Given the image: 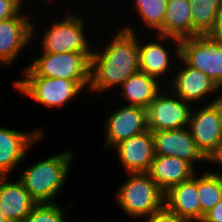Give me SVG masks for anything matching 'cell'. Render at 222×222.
<instances>
[{"label": "cell", "instance_id": "cell-29", "mask_svg": "<svg viewBox=\"0 0 222 222\" xmlns=\"http://www.w3.org/2000/svg\"><path fill=\"white\" fill-rule=\"evenodd\" d=\"M209 35L218 41L222 42V4L217 13V19L213 30L209 33Z\"/></svg>", "mask_w": 222, "mask_h": 222}, {"label": "cell", "instance_id": "cell-2", "mask_svg": "<svg viewBox=\"0 0 222 222\" xmlns=\"http://www.w3.org/2000/svg\"><path fill=\"white\" fill-rule=\"evenodd\" d=\"M73 153L66 150L49 156L25 169L18 177L37 204L56 203L54 198L64 188L74 159Z\"/></svg>", "mask_w": 222, "mask_h": 222}, {"label": "cell", "instance_id": "cell-14", "mask_svg": "<svg viewBox=\"0 0 222 222\" xmlns=\"http://www.w3.org/2000/svg\"><path fill=\"white\" fill-rule=\"evenodd\" d=\"M156 41L139 42V69L141 72L147 74L155 78L158 82H160V78H164L170 72L173 65H171V54H175L178 58L180 57V39L171 37V36H161L155 35ZM166 40L173 41L175 47L174 51L169 54L168 48L165 46ZM165 43L163 45V43ZM172 66V67H171ZM169 71V72H168Z\"/></svg>", "mask_w": 222, "mask_h": 222}, {"label": "cell", "instance_id": "cell-31", "mask_svg": "<svg viewBox=\"0 0 222 222\" xmlns=\"http://www.w3.org/2000/svg\"><path fill=\"white\" fill-rule=\"evenodd\" d=\"M219 164V166H222V147L219 151V153L211 160L210 163Z\"/></svg>", "mask_w": 222, "mask_h": 222}, {"label": "cell", "instance_id": "cell-28", "mask_svg": "<svg viewBox=\"0 0 222 222\" xmlns=\"http://www.w3.org/2000/svg\"><path fill=\"white\" fill-rule=\"evenodd\" d=\"M201 222H222V199L211 210L204 214Z\"/></svg>", "mask_w": 222, "mask_h": 222}, {"label": "cell", "instance_id": "cell-13", "mask_svg": "<svg viewBox=\"0 0 222 222\" xmlns=\"http://www.w3.org/2000/svg\"><path fill=\"white\" fill-rule=\"evenodd\" d=\"M155 155L177 157L189 162L194 168L198 161L210 162L198 149L188 127L152 132Z\"/></svg>", "mask_w": 222, "mask_h": 222}, {"label": "cell", "instance_id": "cell-5", "mask_svg": "<svg viewBox=\"0 0 222 222\" xmlns=\"http://www.w3.org/2000/svg\"><path fill=\"white\" fill-rule=\"evenodd\" d=\"M93 53H47L31 61L22 72L24 76H44L72 81H90V58Z\"/></svg>", "mask_w": 222, "mask_h": 222}, {"label": "cell", "instance_id": "cell-16", "mask_svg": "<svg viewBox=\"0 0 222 222\" xmlns=\"http://www.w3.org/2000/svg\"><path fill=\"white\" fill-rule=\"evenodd\" d=\"M127 173L147 172L155 158L152 132L147 130L113 147Z\"/></svg>", "mask_w": 222, "mask_h": 222}, {"label": "cell", "instance_id": "cell-25", "mask_svg": "<svg viewBox=\"0 0 222 222\" xmlns=\"http://www.w3.org/2000/svg\"><path fill=\"white\" fill-rule=\"evenodd\" d=\"M61 207L57 203L36 204L24 222H68Z\"/></svg>", "mask_w": 222, "mask_h": 222}, {"label": "cell", "instance_id": "cell-6", "mask_svg": "<svg viewBox=\"0 0 222 222\" xmlns=\"http://www.w3.org/2000/svg\"><path fill=\"white\" fill-rule=\"evenodd\" d=\"M180 58L202 71L222 90V42L209 34L180 39Z\"/></svg>", "mask_w": 222, "mask_h": 222}, {"label": "cell", "instance_id": "cell-33", "mask_svg": "<svg viewBox=\"0 0 222 222\" xmlns=\"http://www.w3.org/2000/svg\"><path fill=\"white\" fill-rule=\"evenodd\" d=\"M21 6L24 5V0H16Z\"/></svg>", "mask_w": 222, "mask_h": 222}, {"label": "cell", "instance_id": "cell-3", "mask_svg": "<svg viewBox=\"0 0 222 222\" xmlns=\"http://www.w3.org/2000/svg\"><path fill=\"white\" fill-rule=\"evenodd\" d=\"M115 193L117 205L129 217L145 218L164 206V192L146 172L129 173Z\"/></svg>", "mask_w": 222, "mask_h": 222}, {"label": "cell", "instance_id": "cell-30", "mask_svg": "<svg viewBox=\"0 0 222 222\" xmlns=\"http://www.w3.org/2000/svg\"><path fill=\"white\" fill-rule=\"evenodd\" d=\"M220 93V95L218 94V96H214V99L211 100V102L217 107V110L220 115V124L222 129V91Z\"/></svg>", "mask_w": 222, "mask_h": 222}, {"label": "cell", "instance_id": "cell-17", "mask_svg": "<svg viewBox=\"0 0 222 222\" xmlns=\"http://www.w3.org/2000/svg\"><path fill=\"white\" fill-rule=\"evenodd\" d=\"M164 206L187 222H201V206L198 199L197 174L170 187L164 193Z\"/></svg>", "mask_w": 222, "mask_h": 222}, {"label": "cell", "instance_id": "cell-10", "mask_svg": "<svg viewBox=\"0 0 222 222\" xmlns=\"http://www.w3.org/2000/svg\"><path fill=\"white\" fill-rule=\"evenodd\" d=\"M104 122L105 148H113L119 142L148 130L147 109L141 106H120L109 113Z\"/></svg>", "mask_w": 222, "mask_h": 222}, {"label": "cell", "instance_id": "cell-8", "mask_svg": "<svg viewBox=\"0 0 222 222\" xmlns=\"http://www.w3.org/2000/svg\"><path fill=\"white\" fill-rule=\"evenodd\" d=\"M163 92L160 90L147 108L148 130L154 132L188 127L192 105L171 91L173 95Z\"/></svg>", "mask_w": 222, "mask_h": 222}, {"label": "cell", "instance_id": "cell-27", "mask_svg": "<svg viewBox=\"0 0 222 222\" xmlns=\"http://www.w3.org/2000/svg\"><path fill=\"white\" fill-rule=\"evenodd\" d=\"M145 218L146 222H187L177 214L169 211L165 206Z\"/></svg>", "mask_w": 222, "mask_h": 222}, {"label": "cell", "instance_id": "cell-15", "mask_svg": "<svg viewBox=\"0 0 222 222\" xmlns=\"http://www.w3.org/2000/svg\"><path fill=\"white\" fill-rule=\"evenodd\" d=\"M179 61L183 63L182 68H178L177 74L171 80V86L169 89L184 101L195 104L202 99L206 98V95L217 94L221 91L217 85L202 71L194 69L187 65L180 57ZM180 70V71H179ZM205 97V98H204Z\"/></svg>", "mask_w": 222, "mask_h": 222}, {"label": "cell", "instance_id": "cell-20", "mask_svg": "<svg viewBox=\"0 0 222 222\" xmlns=\"http://www.w3.org/2000/svg\"><path fill=\"white\" fill-rule=\"evenodd\" d=\"M161 87L163 88L161 82L138 71L129 76L118 88H121L119 95L121 94L120 96L128 101L125 105L141 106L147 109L156 94L162 90Z\"/></svg>", "mask_w": 222, "mask_h": 222}, {"label": "cell", "instance_id": "cell-22", "mask_svg": "<svg viewBox=\"0 0 222 222\" xmlns=\"http://www.w3.org/2000/svg\"><path fill=\"white\" fill-rule=\"evenodd\" d=\"M191 4L192 36L209 34L216 23L222 0H188Z\"/></svg>", "mask_w": 222, "mask_h": 222}, {"label": "cell", "instance_id": "cell-23", "mask_svg": "<svg viewBox=\"0 0 222 222\" xmlns=\"http://www.w3.org/2000/svg\"><path fill=\"white\" fill-rule=\"evenodd\" d=\"M197 189L202 221L204 214L222 199V177L219 172L206 170L197 177Z\"/></svg>", "mask_w": 222, "mask_h": 222}, {"label": "cell", "instance_id": "cell-1", "mask_svg": "<svg viewBox=\"0 0 222 222\" xmlns=\"http://www.w3.org/2000/svg\"><path fill=\"white\" fill-rule=\"evenodd\" d=\"M132 24L124 25L111 37V42L102 51L94 50L90 58L89 88L92 92H103L118 88L139 69V41Z\"/></svg>", "mask_w": 222, "mask_h": 222}, {"label": "cell", "instance_id": "cell-19", "mask_svg": "<svg viewBox=\"0 0 222 222\" xmlns=\"http://www.w3.org/2000/svg\"><path fill=\"white\" fill-rule=\"evenodd\" d=\"M195 169L186 160L155 155L146 173L165 193L170 187L190 179L196 173Z\"/></svg>", "mask_w": 222, "mask_h": 222}, {"label": "cell", "instance_id": "cell-7", "mask_svg": "<svg viewBox=\"0 0 222 222\" xmlns=\"http://www.w3.org/2000/svg\"><path fill=\"white\" fill-rule=\"evenodd\" d=\"M63 18L51 23V26L44 31L41 37V51L93 53V45L89 44L84 34L86 27L84 18L74 14H66Z\"/></svg>", "mask_w": 222, "mask_h": 222}, {"label": "cell", "instance_id": "cell-11", "mask_svg": "<svg viewBox=\"0 0 222 222\" xmlns=\"http://www.w3.org/2000/svg\"><path fill=\"white\" fill-rule=\"evenodd\" d=\"M24 12L0 21V63L9 66L20 56L22 50L35 38L36 26Z\"/></svg>", "mask_w": 222, "mask_h": 222}, {"label": "cell", "instance_id": "cell-9", "mask_svg": "<svg viewBox=\"0 0 222 222\" xmlns=\"http://www.w3.org/2000/svg\"><path fill=\"white\" fill-rule=\"evenodd\" d=\"M188 128L198 149L211 162L222 147V129L217 107L208 102L200 109H192Z\"/></svg>", "mask_w": 222, "mask_h": 222}, {"label": "cell", "instance_id": "cell-24", "mask_svg": "<svg viewBox=\"0 0 222 222\" xmlns=\"http://www.w3.org/2000/svg\"><path fill=\"white\" fill-rule=\"evenodd\" d=\"M168 0H135L133 7L137 11L144 27L156 31L163 36V21Z\"/></svg>", "mask_w": 222, "mask_h": 222}, {"label": "cell", "instance_id": "cell-18", "mask_svg": "<svg viewBox=\"0 0 222 222\" xmlns=\"http://www.w3.org/2000/svg\"><path fill=\"white\" fill-rule=\"evenodd\" d=\"M9 176H0V210L8 222H24L37 204L18 180L8 181Z\"/></svg>", "mask_w": 222, "mask_h": 222}, {"label": "cell", "instance_id": "cell-26", "mask_svg": "<svg viewBox=\"0 0 222 222\" xmlns=\"http://www.w3.org/2000/svg\"><path fill=\"white\" fill-rule=\"evenodd\" d=\"M22 7L16 0H0V21L18 16Z\"/></svg>", "mask_w": 222, "mask_h": 222}, {"label": "cell", "instance_id": "cell-32", "mask_svg": "<svg viewBox=\"0 0 222 222\" xmlns=\"http://www.w3.org/2000/svg\"><path fill=\"white\" fill-rule=\"evenodd\" d=\"M0 222H8L1 210H0Z\"/></svg>", "mask_w": 222, "mask_h": 222}, {"label": "cell", "instance_id": "cell-21", "mask_svg": "<svg viewBox=\"0 0 222 222\" xmlns=\"http://www.w3.org/2000/svg\"><path fill=\"white\" fill-rule=\"evenodd\" d=\"M191 4L188 0H168L163 21V36L192 37Z\"/></svg>", "mask_w": 222, "mask_h": 222}, {"label": "cell", "instance_id": "cell-4", "mask_svg": "<svg viewBox=\"0 0 222 222\" xmlns=\"http://www.w3.org/2000/svg\"><path fill=\"white\" fill-rule=\"evenodd\" d=\"M13 82L15 90L47 108L63 107L89 86V81L44 76H24Z\"/></svg>", "mask_w": 222, "mask_h": 222}, {"label": "cell", "instance_id": "cell-12", "mask_svg": "<svg viewBox=\"0 0 222 222\" xmlns=\"http://www.w3.org/2000/svg\"><path fill=\"white\" fill-rule=\"evenodd\" d=\"M44 128L20 131L0 127V176H9L27 158L29 149L44 138Z\"/></svg>", "mask_w": 222, "mask_h": 222}]
</instances>
